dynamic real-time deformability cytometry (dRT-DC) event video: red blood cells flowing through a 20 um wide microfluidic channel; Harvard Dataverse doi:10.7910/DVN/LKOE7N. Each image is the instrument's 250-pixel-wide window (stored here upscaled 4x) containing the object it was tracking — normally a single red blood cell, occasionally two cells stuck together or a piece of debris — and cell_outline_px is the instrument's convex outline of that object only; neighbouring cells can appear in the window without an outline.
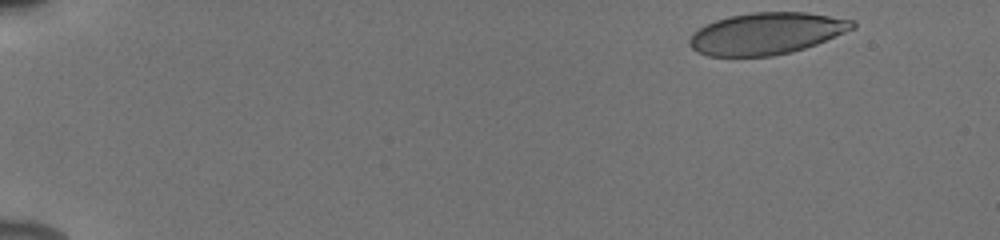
{"species": "human", "species_latin": "Homo sapiens", "temperature_condition": "cold", "stored_images_in_passage": 49, "camera_frame_rate_fps": 3000, "um_per_image_px": 0.085, "donor": {"sex": "male"}, "frame": {"image": 1, "passage_image": 1, "time_ms": 0.0, "image_size_px": [1000, 240], "cell_outline_px": [[856, 28], [816, 44], [792, 52], [772, 56], [708, 56], [696, 52], [688, 44], [688, 40], [692, 32], [704, 24], [728, 16], [752, 12], [804, 12], [856, 20]], "centroid_in_image_um": [65.12, 2.84], "position_along_channel_um": 19.9, "area_um2": 40.0}}
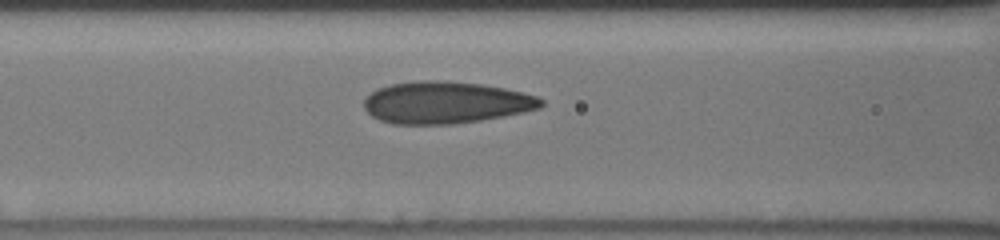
{"frame": {"image": 2, "passage_image": 20, "time_ms": 6.333, "image_size_px": [1000, 240], "cell_outline_px": [[544, 104], [540, 108], [524, 112], [504, 116], [480, 120], [452, 124], [392, 124], [380, 120], [372, 116], [364, 108], [364, 100], [376, 88], [392, 84], [420, 80], [436, 80], [480, 84], [504, 88], [536, 96], [544, 100]], "centroid_in_image_um": [37.88, 8.72], "position_along_channel_um": 128.7, "area_um2": 43.18}}
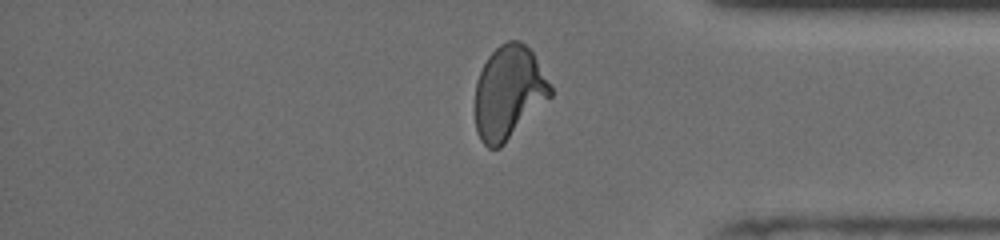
{"frame": {"image": 3, "passage_image": 41, "time_ms": 13.333, "image_size_px": [1000, 240], "cell_outline_px": [[552, 96], [500, 148], [488, 148], [480, 140], [476, 132], [476, 80], [488, 56], [500, 44], [508, 40], [520, 40], [532, 52], [552, 88]], "centroid_in_image_um": [43.23, 7.87], "position_along_channel_um": 392.0, "area_um2": 40.69}, "authors_computed_cell_mechanics": {"area_um2": 41.2114, "velocity_mm_per_s": 3.9082, "shape_relaxation_time_tau1_ms": 8.3984, "shape_relaxation_time_tau2_ms": 0.947, "deformation_change_tau1": 0.2229, "deformation_change_tau2": 0.0693}}